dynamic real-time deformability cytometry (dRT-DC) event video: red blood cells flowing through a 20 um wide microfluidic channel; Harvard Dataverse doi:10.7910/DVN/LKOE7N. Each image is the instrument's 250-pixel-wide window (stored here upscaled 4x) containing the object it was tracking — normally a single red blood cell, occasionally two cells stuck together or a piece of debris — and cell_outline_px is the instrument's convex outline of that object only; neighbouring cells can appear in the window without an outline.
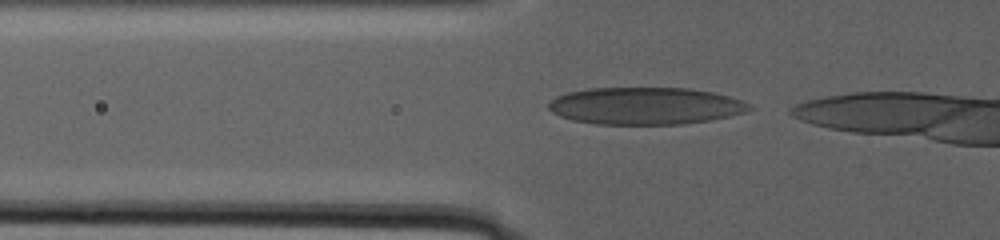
{"species": "human", "species_latin": "Homo sapiens", "temperature_condition": "warm", "stored_images_in_passage": 50, "camera_frame_rate_fps": 3000, "um_per_image_px": 0.085, "donor": {"sex": "male"}, "frame": {"image": 1, "passage_image": 2, "time_ms": 0.333, "image_size_px": [1000, 240], "cell_outline_px": [[756, 108], [744, 112], [728, 116], [708, 120], [684, 124], [596, 124], [572, 120], [560, 116], [552, 112], [548, 108], [548, 104], [556, 96], [568, 92], [588, 88], [688, 88], [712, 92], [728, 96], [752, 104]], "centroid_in_image_um": [54.85, 9.0], "position_along_channel_um": 70.9, "area_um2": 43.52}}
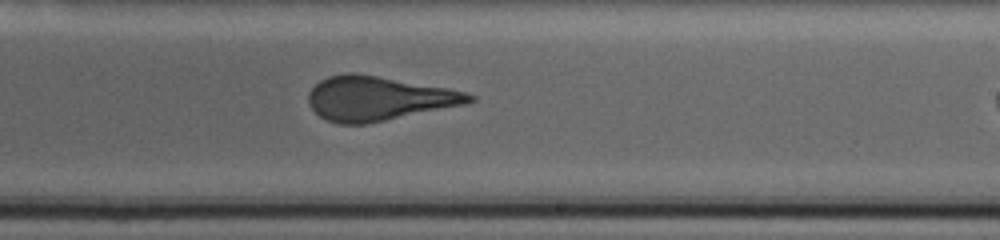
{"frame": {"image": 2, "passage_image": 28, "time_ms": 9.0, "image_size_px": [1000, 240], "cell_outline_px": [[476, 100], [464, 104], [368, 124], [340, 124], [328, 120], [320, 116], [312, 108], [308, 100], [308, 92], [320, 80], [328, 76], [348, 72], [352, 72], [448, 88], [464, 92], [476, 96]], "centroid_in_image_um": [32.14, 8.37], "position_along_channel_um": 256.9, "area_um2": 41.1}}
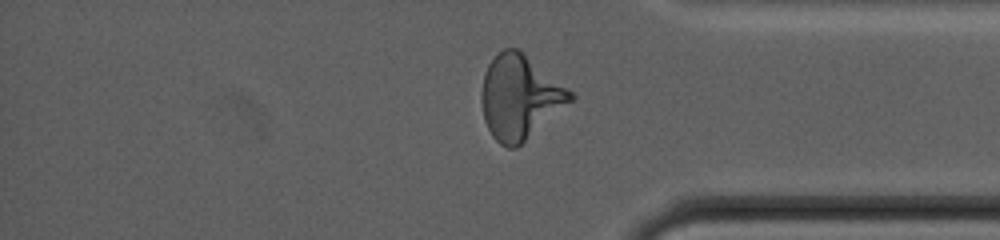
{"frame": {"image": 3, "passage_image": 47, "time_ms": 15.333, "image_size_px": [1000, 240], "cell_outline_px": [[576, 96], [572, 100], [516, 148], [508, 148], [500, 144], [492, 136], [484, 120], [480, 96], [480, 92], [484, 72], [488, 64], [504, 48], [520, 48], [572, 92]], "centroid_in_image_um": [44.14, 8.23], "position_along_channel_um": 391.1, "area_um2": 43.23}}